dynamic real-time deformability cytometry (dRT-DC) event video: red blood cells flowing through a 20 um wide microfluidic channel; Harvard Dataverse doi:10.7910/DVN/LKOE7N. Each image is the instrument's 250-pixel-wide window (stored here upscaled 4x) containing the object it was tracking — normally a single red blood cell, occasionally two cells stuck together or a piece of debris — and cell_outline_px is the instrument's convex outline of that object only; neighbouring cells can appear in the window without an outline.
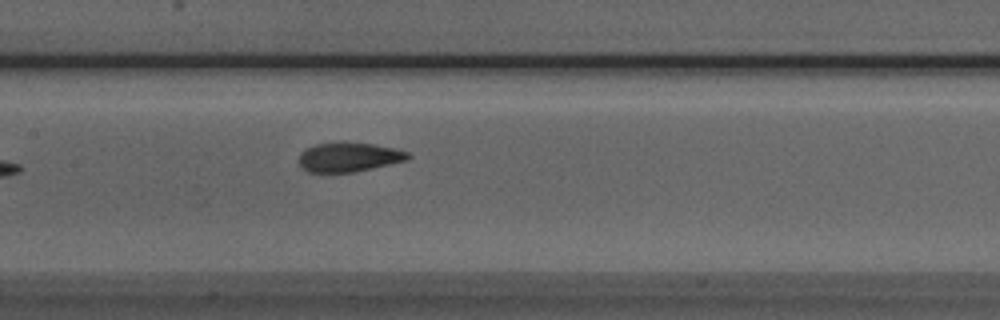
{"species": "Egyptian fruit bat (a non-hibernating species)", "species_latin": "Rousettus aegyptiacus", "temperature_condition": "room temperature", "stored_images_in_passage": 7, "camera_frame_rate_fps": 3000, "um_per_image_px": 0.085, "animal": {"sex": "male"}, "frame": {"image": 1, "passage_image": 7, "time_ms": 7.0, "image_size_px": [1000, 320], "cell_outline_px": [[412, 156], [408, 160], [372, 168], [352, 172], [308, 172], [300, 168], [300, 152], [304, 148], [316, 144], [344, 140], [372, 144], [396, 148], [408, 152]], "centroid_in_image_um": [29.64, 13.32], "position_along_channel_um": 177.8, "area_um2": 19.07}}